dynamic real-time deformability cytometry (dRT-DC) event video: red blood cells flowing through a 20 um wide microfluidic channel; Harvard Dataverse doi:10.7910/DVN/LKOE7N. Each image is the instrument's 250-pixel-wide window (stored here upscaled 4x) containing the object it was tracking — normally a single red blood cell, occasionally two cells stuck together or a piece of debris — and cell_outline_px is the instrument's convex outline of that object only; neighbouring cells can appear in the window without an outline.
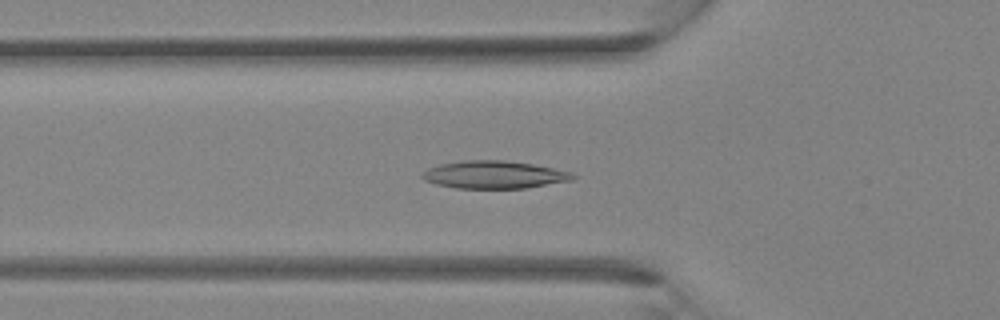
{"species": "Egyptian fruit bat (a non-hibernating species)", "species_latin": "Rousettus aegyptiacus", "temperature_condition": "room temperature", "stored_images_in_passage": 37, "camera_frame_rate_fps": 3000, "um_per_image_px": 0.085, "animal": {"sex": "female"}, "frame": {"image": 1, "passage_image": 12, "time_ms": 3.667, "image_size_px": [1000, 320], "cell_outline_px": [[576, 176], [572, 180], [524, 188], [456, 188], [436, 184], [424, 180], [420, 176], [420, 172], [428, 168], [440, 164], [464, 160], [504, 160], [532, 164], [572, 172]], "centroid_in_image_um": [41.95, 14.84], "position_along_channel_um": 83.8, "area_um2": 24.22}}
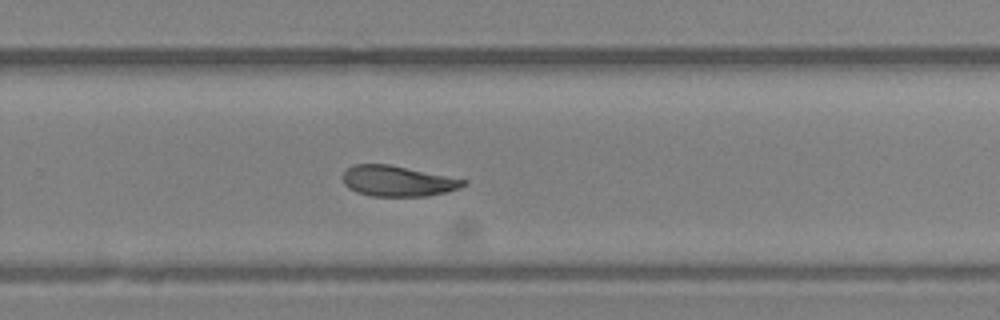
{"frame": {"image": 2, "passage_image": 24, "time_ms": 7.667, "image_size_px": [1000, 320], "cell_outline_px": [[468, 184], [460, 188], [428, 196], [372, 196], [356, 192], [348, 188], [344, 184], [344, 172], [352, 164], [388, 164], [468, 180]], "centroid_in_image_um": [33.81, 15.39], "position_along_channel_um": 296.0, "area_um2": 21.44}}
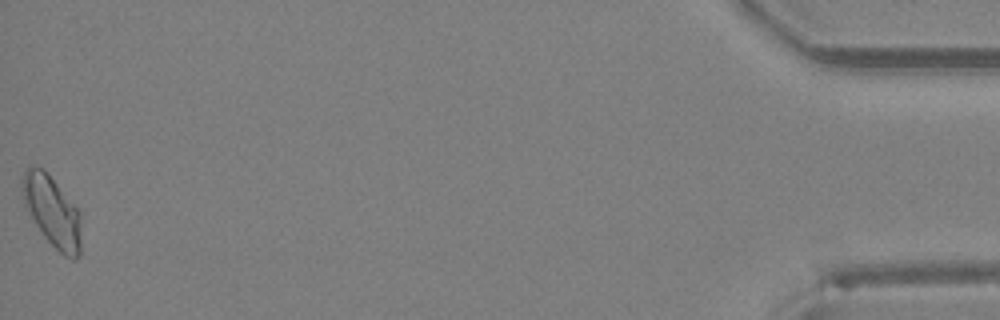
{"frame": {"image": 3, "passage_image": 37, "time_ms": 12.0, "image_size_px": [1000, 320], "cell_outline_px": [[80, 256], [76, 260], [72, 260], [64, 256], [44, 236], [28, 212], [24, 204], [20, 184], [20, 180], [28, 164], [44, 168], [80, 212]], "centroid_in_image_um": [4.41, 17.93], "position_along_channel_um": 430.8, "area_um2": 24.39}}